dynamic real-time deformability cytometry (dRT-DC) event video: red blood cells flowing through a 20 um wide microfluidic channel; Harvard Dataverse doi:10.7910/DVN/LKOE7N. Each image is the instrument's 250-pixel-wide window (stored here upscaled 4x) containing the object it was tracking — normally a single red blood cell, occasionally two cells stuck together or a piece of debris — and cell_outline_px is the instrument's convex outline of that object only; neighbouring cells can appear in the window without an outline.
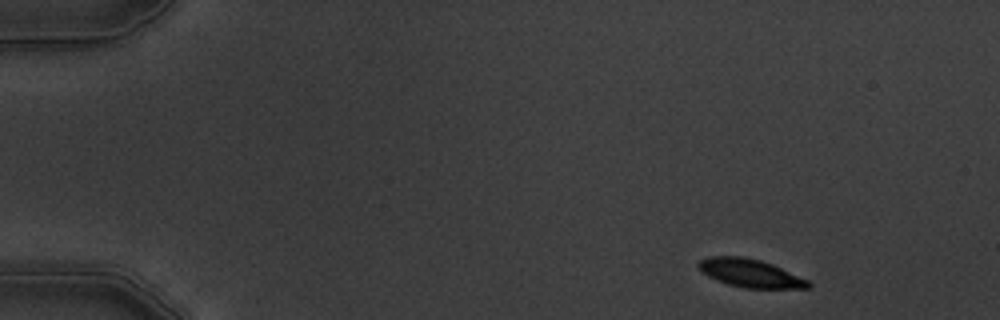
{"species": "common noctule bat (a hibernating species)", "species_latin": "Nyctalus noctula", "temperature_condition": "warm", "stored_images_in_passage": 4, "camera_frame_rate_fps": 3000, "um_per_image_px": 0.085, "animal": {"sex": "male", "body_mass_g": 19.5, "forearm_length_mm": 54.6}, "frame": {"image": 1, "passage_image": 1, "time_ms": 0.0, "image_size_px": [1000, 320], "cell_outline_px": [[812, 288], [744, 288], [728, 284], [716, 280], [708, 276], [696, 268], [696, 264], [700, 260], [708, 256], [744, 256], [760, 260], [772, 264], [808, 280], [812, 284]], "centroid_in_image_um": [63.73, 23.21], "position_along_channel_um": 21.3, "area_um2": 18.15}}